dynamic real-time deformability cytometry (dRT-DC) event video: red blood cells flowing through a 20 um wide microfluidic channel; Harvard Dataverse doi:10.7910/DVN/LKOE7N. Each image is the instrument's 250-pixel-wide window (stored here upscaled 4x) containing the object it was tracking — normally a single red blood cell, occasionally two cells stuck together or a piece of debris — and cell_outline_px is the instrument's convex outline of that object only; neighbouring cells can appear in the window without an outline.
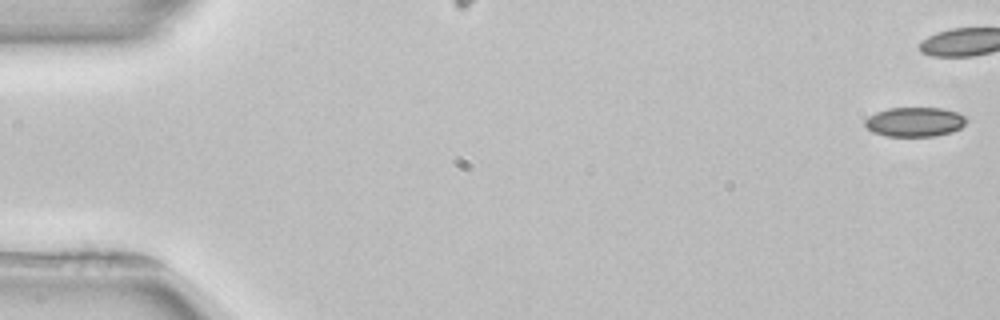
{"species": "common noctule bat (a hibernating species)", "species_latin": "Nyctalus noctula", "temperature_condition": "room temperature", "stored_images_in_passage": 6, "camera_frame_rate_fps": 3000, "um_per_image_px": 0.085, "animal": {"sex": "female", "body_mass_g": 22.7, "forearm_length_mm": 54.2}, "frame": {"image": 1, "passage_image": 1, "time_ms": 0.0, "image_size_px": [1000, 320], "cell_outline_px": [[968, 120], [960, 128], [952, 132], [936, 136], [884, 136], [872, 132], [864, 124], [864, 120], [868, 116], [876, 112], [888, 108], [940, 108], [956, 112], [964, 116]], "centroid_in_image_um": [77.73, 10.37], "position_along_channel_um": 7.3, "area_um2": 17.46}}